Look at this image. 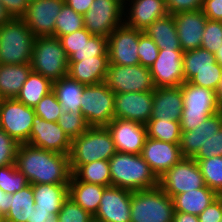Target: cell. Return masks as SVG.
I'll list each match as a JSON object with an SVG mask.
<instances>
[{"label": "cell", "mask_w": 222, "mask_h": 222, "mask_svg": "<svg viewBox=\"0 0 222 222\" xmlns=\"http://www.w3.org/2000/svg\"><path fill=\"white\" fill-rule=\"evenodd\" d=\"M168 15L165 0L124 1V24L130 28L143 31L154 21Z\"/></svg>", "instance_id": "44dd1931"}, {"label": "cell", "mask_w": 222, "mask_h": 222, "mask_svg": "<svg viewBox=\"0 0 222 222\" xmlns=\"http://www.w3.org/2000/svg\"><path fill=\"white\" fill-rule=\"evenodd\" d=\"M65 0H37L28 4L23 19L35 37L54 36L56 18Z\"/></svg>", "instance_id": "d6986e66"}, {"label": "cell", "mask_w": 222, "mask_h": 222, "mask_svg": "<svg viewBox=\"0 0 222 222\" xmlns=\"http://www.w3.org/2000/svg\"><path fill=\"white\" fill-rule=\"evenodd\" d=\"M201 10L208 20L222 21V0H203Z\"/></svg>", "instance_id": "db71d44e"}, {"label": "cell", "mask_w": 222, "mask_h": 222, "mask_svg": "<svg viewBox=\"0 0 222 222\" xmlns=\"http://www.w3.org/2000/svg\"><path fill=\"white\" fill-rule=\"evenodd\" d=\"M105 186L79 181L73 174L68 185V197L94 216L99 208Z\"/></svg>", "instance_id": "4316f807"}, {"label": "cell", "mask_w": 222, "mask_h": 222, "mask_svg": "<svg viewBox=\"0 0 222 222\" xmlns=\"http://www.w3.org/2000/svg\"><path fill=\"white\" fill-rule=\"evenodd\" d=\"M216 58L202 47L183 52L185 82H189L199 70L215 69Z\"/></svg>", "instance_id": "836d02e7"}, {"label": "cell", "mask_w": 222, "mask_h": 222, "mask_svg": "<svg viewBox=\"0 0 222 222\" xmlns=\"http://www.w3.org/2000/svg\"><path fill=\"white\" fill-rule=\"evenodd\" d=\"M173 17L181 49L187 51L200 48L208 20L202 10L178 12Z\"/></svg>", "instance_id": "7402d4cb"}, {"label": "cell", "mask_w": 222, "mask_h": 222, "mask_svg": "<svg viewBox=\"0 0 222 222\" xmlns=\"http://www.w3.org/2000/svg\"><path fill=\"white\" fill-rule=\"evenodd\" d=\"M19 144L0 128V167L15 164Z\"/></svg>", "instance_id": "7dc6e473"}, {"label": "cell", "mask_w": 222, "mask_h": 222, "mask_svg": "<svg viewBox=\"0 0 222 222\" xmlns=\"http://www.w3.org/2000/svg\"><path fill=\"white\" fill-rule=\"evenodd\" d=\"M222 46V21L207 20L202 34L201 47L215 53Z\"/></svg>", "instance_id": "ee69618b"}, {"label": "cell", "mask_w": 222, "mask_h": 222, "mask_svg": "<svg viewBox=\"0 0 222 222\" xmlns=\"http://www.w3.org/2000/svg\"><path fill=\"white\" fill-rule=\"evenodd\" d=\"M52 91V82L41 74L31 71L16 99L34 108L38 102Z\"/></svg>", "instance_id": "d6a6232c"}, {"label": "cell", "mask_w": 222, "mask_h": 222, "mask_svg": "<svg viewBox=\"0 0 222 222\" xmlns=\"http://www.w3.org/2000/svg\"><path fill=\"white\" fill-rule=\"evenodd\" d=\"M182 49H159L158 57L149 67L155 88L180 87L184 82Z\"/></svg>", "instance_id": "5bb4252c"}, {"label": "cell", "mask_w": 222, "mask_h": 222, "mask_svg": "<svg viewBox=\"0 0 222 222\" xmlns=\"http://www.w3.org/2000/svg\"><path fill=\"white\" fill-rule=\"evenodd\" d=\"M94 0H65L76 13L84 15L90 8Z\"/></svg>", "instance_id": "11a10c76"}, {"label": "cell", "mask_w": 222, "mask_h": 222, "mask_svg": "<svg viewBox=\"0 0 222 222\" xmlns=\"http://www.w3.org/2000/svg\"><path fill=\"white\" fill-rule=\"evenodd\" d=\"M93 56H108L107 38L93 35L76 49L69 57V62H80L84 59L93 58Z\"/></svg>", "instance_id": "f35d334b"}, {"label": "cell", "mask_w": 222, "mask_h": 222, "mask_svg": "<svg viewBox=\"0 0 222 222\" xmlns=\"http://www.w3.org/2000/svg\"><path fill=\"white\" fill-rule=\"evenodd\" d=\"M34 109L37 116L49 122H57L62 113L61 105L53 91L45 95Z\"/></svg>", "instance_id": "b9f144b4"}, {"label": "cell", "mask_w": 222, "mask_h": 222, "mask_svg": "<svg viewBox=\"0 0 222 222\" xmlns=\"http://www.w3.org/2000/svg\"><path fill=\"white\" fill-rule=\"evenodd\" d=\"M34 1H37V0H27L28 3H31V2H34Z\"/></svg>", "instance_id": "03108f58"}, {"label": "cell", "mask_w": 222, "mask_h": 222, "mask_svg": "<svg viewBox=\"0 0 222 222\" xmlns=\"http://www.w3.org/2000/svg\"><path fill=\"white\" fill-rule=\"evenodd\" d=\"M71 142V138L57 122H49L35 115L27 144L44 150L69 155Z\"/></svg>", "instance_id": "9a60e30c"}, {"label": "cell", "mask_w": 222, "mask_h": 222, "mask_svg": "<svg viewBox=\"0 0 222 222\" xmlns=\"http://www.w3.org/2000/svg\"><path fill=\"white\" fill-rule=\"evenodd\" d=\"M93 35L85 28L73 33L59 37V41L64 48L68 58L80 47L85 41H88Z\"/></svg>", "instance_id": "c3c4849f"}, {"label": "cell", "mask_w": 222, "mask_h": 222, "mask_svg": "<svg viewBox=\"0 0 222 222\" xmlns=\"http://www.w3.org/2000/svg\"><path fill=\"white\" fill-rule=\"evenodd\" d=\"M48 222H58L57 216H55L51 221H48Z\"/></svg>", "instance_id": "e7e4bbea"}, {"label": "cell", "mask_w": 222, "mask_h": 222, "mask_svg": "<svg viewBox=\"0 0 222 222\" xmlns=\"http://www.w3.org/2000/svg\"><path fill=\"white\" fill-rule=\"evenodd\" d=\"M0 222H5L4 221V215L0 212Z\"/></svg>", "instance_id": "be15d7a7"}, {"label": "cell", "mask_w": 222, "mask_h": 222, "mask_svg": "<svg viewBox=\"0 0 222 222\" xmlns=\"http://www.w3.org/2000/svg\"><path fill=\"white\" fill-rule=\"evenodd\" d=\"M10 18H23L28 8L27 0H0Z\"/></svg>", "instance_id": "f5cc1de1"}, {"label": "cell", "mask_w": 222, "mask_h": 222, "mask_svg": "<svg viewBox=\"0 0 222 222\" xmlns=\"http://www.w3.org/2000/svg\"><path fill=\"white\" fill-rule=\"evenodd\" d=\"M106 127L112 136L117 152L141 154L147 138L146 125L114 118Z\"/></svg>", "instance_id": "e0dca14e"}, {"label": "cell", "mask_w": 222, "mask_h": 222, "mask_svg": "<svg viewBox=\"0 0 222 222\" xmlns=\"http://www.w3.org/2000/svg\"><path fill=\"white\" fill-rule=\"evenodd\" d=\"M143 32L151 37L159 49H181L173 15L154 21Z\"/></svg>", "instance_id": "1f68e13d"}, {"label": "cell", "mask_w": 222, "mask_h": 222, "mask_svg": "<svg viewBox=\"0 0 222 222\" xmlns=\"http://www.w3.org/2000/svg\"><path fill=\"white\" fill-rule=\"evenodd\" d=\"M143 31L130 28L125 24L117 27L107 37L109 64L138 65V42Z\"/></svg>", "instance_id": "4fadbf2b"}, {"label": "cell", "mask_w": 222, "mask_h": 222, "mask_svg": "<svg viewBox=\"0 0 222 222\" xmlns=\"http://www.w3.org/2000/svg\"><path fill=\"white\" fill-rule=\"evenodd\" d=\"M153 91L115 94L114 118L146 125L151 119Z\"/></svg>", "instance_id": "ac0fdd59"}, {"label": "cell", "mask_w": 222, "mask_h": 222, "mask_svg": "<svg viewBox=\"0 0 222 222\" xmlns=\"http://www.w3.org/2000/svg\"><path fill=\"white\" fill-rule=\"evenodd\" d=\"M114 141L106 126H90L83 134L72 139L69 154L73 174L81 165L107 160L116 153Z\"/></svg>", "instance_id": "3957f363"}, {"label": "cell", "mask_w": 222, "mask_h": 222, "mask_svg": "<svg viewBox=\"0 0 222 222\" xmlns=\"http://www.w3.org/2000/svg\"><path fill=\"white\" fill-rule=\"evenodd\" d=\"M24 174L20 173L15 164L0 167V189L12 195L28 185Z\"/></svg>", "instance_id": "ab89813d"}, {"label": "cell", "mask_w": 222, "mask_h": 222, "mask_svg": "<svg viewBox=\"0 0 222 222\" xmlns=\"http://www.w3.org/2000/svg\"><path fill=\"white\" fill-rule=\"evenodd\" d=\"M104 83L115 94L155 90L150 69L140 64H109Z\"/></svg>", "instance_id": "9c48e42d"}, {"label": "cell", "mask_w": 222, "mask_h": 222, "mask_svg": "<svg viewBox=\"0 0 222 222\" xmlns=\"http://www.w3.org/2000/svg\"><path fill=\"white\" fill-rule=\"evenodd\" d=\"M221 80L222 66L216 62L215 69L199 70L189 82L216 91Z\"/></svg>", "instance_id": "f6af8a7d"}, {"label": "cell", "mask_w": 222, "mask_h": 222, "mask_svg": "<svg viewBox=\"0 0 222 222\" xmlns=\"http://www.w3.org/2000/svg\"><path fill=\"white\" fill-rule=\"evenodd\" d=\"M10 19V16L7 14L3 4L0 1V26Z\"/></svg>", "instance_id": "91938a15"}, {"label": "cell", "mask_w": 222, "mask_h": 222, "mask_svg": "<svg viewBox=\"0 0 222 222\" xmlns=\"http://www.w3.org/2000/svg\"><path fill=\"white\" fill-rule=\"evenodd\" d=\"M172 222H199L196 215L174 211Z\"/></svg>", "instance_id": "9f6ffc18"}, {"label": "cell", "mask_w": 222, "mask_h": 222, "mask_svg": "<svg viewBox=\"0 0 222 222\" xmlns=\"http://www.w3.org/2000/svg\"><path fill=\"white\" fill-rule=\"evenodd\" d=\"M158 186L171 198L205 186L203 175L193 158H182L158 179Z\"/></svg>", "instance_id": "7c38bea8"}, {"label": "cell", "mask_w": 222, "mask_h": 222, "mask_svg": "<svg viewBox=\"0 0 222 222\" xmlns=\"http://www.w3.org/2000/svg\"><path fill=\"white\" fill-rule=\"evenodd\" d=\"M169 15L202 9L203 0H165Z\"/></svg>", "instance_id": "f907efd6"}, {"label": "cell", "mask_w": 222, "mask_h": 222, "mask_svg": "<svg viewBox=\"0 0 222 222\" xmlns=\"http://www.w3.org/2000/svg\"><path fill=\"white\" fill-rule=\"evenodd\" d=\"M15 165L30 184H69V155L19 144Z\"/></svg>", "instance_id": "6da1fadb"}, {"label": "cell", "mask_w": 222, "mask_h": 222, "mask_svg": "<svg viewBox=\"0 0 222 222\" xmlns=\"http://www.w3.org/2000/svg\"><path fill=\"white\" fill-rule=\"evenodd\" d=\"M213 156H222V127L205 145H202L193 159H208Z\"/></svg>", "instance_id": "681fc988"}, {"label": "cell", "mask_w": 222, "mask_h": 222, "mask_svg": "<svg viewBox=\"0 0 222 222\" xmlns=\"http://www.w3.org/2000/svg\"><path fill=\"white\" fill-rule=\"evenodd\" d=\"M35 109L16 98L0 100V128L18 144L29 141Z\"/></svg>", "instance_id": "30bf717a"}, {"label": "cell", "mask_w": 222, "mask_h": 222, "mask_svg": "<svg viewBox=\"0 0 222 222\" xmlns=\"http://www.w3.org/2000/svg\"><path fill=\"white\" fill-rule=\"evenodd\" d=\"M58 222H91L93 216L76 204L71 198H67L59 213Z\"/></svg>", "instance_id": "7bdbcfd3"}, {"label": "cell", "mask_w": 222, "mask_h": 222, "mask_svg": "<svg viewBox=\"0 0 222 222\" xmlns=\"http://www.w3.org/2000/svg\"><path fill=\"white\" fill-rule=\"evenodd\" d=\"M132 191L116 186L105 187L93 219L98 222H130Z\"/></svg>", "instance_id": "2e32d148"}, {"label": "cell", "mask_w": 222, "mask_h": 222, "mask_svg": "<svg viewBox=\"0 0 222 222\" xmlns=\"http://www.w3.org/2000/svg\"><path fill=\"white\" fill-rule=\"evenodd\" d=\"M31 68L52 83L68 74L69 58L59 38L40 36L35 38Z\"/></svg>", "instance_id": "5b68a950"}, {"label": "cell", "mask_w": 222, "mask_h": 222, "mask_svg": "<svg viewBox=\"0 0 222 222\" xmlns=\"http://www.w3.org/2000/svg\"><path fill=\"white\" fill-rule=\"evenodd\" d=\"M216 62L222 66V46L214 53Z\"/></svg>", "instance_id": "6125c7cd"}, {"label": "cell", "mask_w": 222, "mask_h": 222, "mask_svg": "<svg viewBox=\"0 0 222 222\" xmlns=\"http://www.w3.org/2000/svg\"><path fill=\"white\" fill-rule=\"evenodd\" d=\"M57 123L71 140L83 134L90 127L81 111L62 112Z\"/></svg>", "instance_id": "60d3db41"}, {"label": "cell", "mask_w": 222, "mask_h": 222, "mask_svg": "<svg viewBox=\"0 0 222 222\" xmlns=\"http://www.w3.org/2000/svg\"><path fill=\"white\" fill-rule=\"evenodd\" d=\"M140 155L149 164L158 179L183 158L179 143H170L148 137Z\"/></svg>", "instance_id": "ffe728a7"}, {"label": "cell", "mask_w": 222, "mask_h": 222, "mask_svg": "<svg viewBox=\"0 0 222 222\" xmlns=\"http://www.w3.org/2000/svg\"><path fill=\"white\" fill-rule=\"evenodd\" d=\"M73 175L82 182L111 186L109 161L97 160L81 165Z\"/></svg>", "instance_id": "e575fe53"}, {"label": "cell", "mask_w": 222, "mask_h": 222, "mask_svg": "<svg viewBox=\"0 0 222 222\" xmlns=\"http://www.w3.org/2000/svg\"><path fill=\"white\" fill-rule=\"evenodd\" d=\"M34 205L33 187L29 183L18 192L9 195V211L4 216V221L31 222Z\"/></svg>", "instance_id": "4dcf8cb0"}, {"label": "cell", "mask_w": 222, "mask_h": 222, "mask_svg": "<svg viewBox=\"0 0 222 222\" xmlns=\"http://www.w3.org/2000/svg\"><path fill=\"white\" fill-rule=\"evenodd\" d=\"M109 167L111 186L132 192L158 187V178L140 154L116 152Z\"/></svg>", "instance_id": "7a4b0ae2"}, {"label": "cell", "mask_w": 222, "mask_h": 222, "mask_svg": "<svg viewBox=\"0 0 222 222\" xmlns=\"http://www.w3.org/2000/svg\"><path fill=\"white\" fill-rule=\"evenodd\" d=\"M199 222H220L222 218V195L198 215Z\"/></svg>", "instance_id": "816d5d0a"}, {"label": "cell", "mask_w": 222, "mask_h": 222, "mask_svg": "<svg viewBox=\"0 0 222 222\" xmlns=\"http://www.w3.org/2000/svg\"><path fill=\"white\" fill-rule=\"evenodd\" d=\"M194 160L200 168L205 185L222 195V156Z\"/></svg>", "instance_id": "8d00e7d4"}, {"label": "cell", "mask_w": 222, "mask_h": 222, "mask_svg": "<svg viewBox=\"0 0 222 222\" xmlns=\"http://www.w3.org/2000/svg\"><path fill=\"white\" fill-rule=\"evenodd\" d=\"M35 38L23 18H10L0 26V64L31 63Z\"/></svg>", "instance_id": "277c9868"}, {"label": "cell", "mask_w": 222, "mask_h": 222, "mask_svg": "<svg viewBox=\"0 0 222 222\" xmlns=\"http://www.w3.org/2000/svg\"><path fill=\"white\" fill-rule=\"evenodd\" d=\"M115 93L103 82L85 85L81 113L89 126H107L114 119Z\"/></svg>", "instance_id": "ba28073f"}, {"label": "cell", "mask_w": 222, "mask_h": 222, "mask_svg": "<svg viewBox=\"0 0 222 222\" xmlns=\"http://www.w3.org/2000/svg\"><path fill=\"white\" fill-rule=\"evenodd\" d=\"M85 84L79 83L69 75L52 83V91L58 99L62 112L81 111V97Z\"/></svg>", "instance_id": "f546056e"}, {"label": "cell", "mask_w": 222, "mask_h": 222, "mask_svg": "<svg viewBox=\"0 0 222 222\" xmlns=\"http://www.w3.org/2000/svg\"><path fill=\"white\" fill-rule=\"evenodd\" d=\"M84 28V15L63 4L55 22L54 37H61Z\"/></svg>", "instance_id": "74e56055"}, {"label": "cell", "mask_w": 222, "mask_h": 222, "mask_svg": "<svg viewBox=\"0 0 222 222\" xmlns=\"http://www.w3.org/2000/svg\"><path fill=\"white\" fill-rule=\"evenodd\" d=\"M139 63L142 66L150 67L158 57L159 48L156 43L144 32L139 36L138 42Z\"/></svg>", "instance_id": "bcb514c9"}, {"label": "cell", "mask_w": 222, "mask_h": 222, "mask_svg": "<svg viewBox=\"0 0 222 222\" xmlns=\"http://www.w3.org/2000/svg\"><path fill=\"white\" fill-rule=\"evenodd\" d=\"M183 110V95L180 87H160L153 91L151 119L180 121Z\"/></svg>", "instance_id": "cb8c5ba5"}, {"label": "cell", "mask_w": 222, "mask_h": 222, "mask_svg": "<svg viewBox=\"0 0 222 222\" xmlns=\"http://www.w3.org/2000/svg\"><path fill=\"white\" fill-rule=\"evenodd\" d=\"M220 195L206 185L202 188L175 195L174 211L198 216Z\"/></svg>", "instance_id": "83f0119b"}, {"label": "cell", "mask_w": 222, "mask_h": 222, "mask_svg": "<svg viewBox=\"0 0 222 222\" xmlns=\"http://www.w3.org/2000/svg\"><path fill=\"white\" fill-rule=\"evenodd\" d=\"M9 195L0 189V212L5 216L9 211Z\"/></svg>", "instance_id": "680465c9"}, {"label": "cell", "mask_w": 222, "mask_h": 222, "mask_svg": "<svg viewBox=\"0 0 222 222\" xmlns=\"http://www.w3.org/2000/svg\"><path fill=\"white\" fill-rule=\"evenodd\" d=\"M69 184H33L34 208L57 216L68 198Z\"/></svg>", "instance_id": "484cf974"}, {"label": "cell", "mask_w": 222, "mask_h": 222, "mask_svg": "<svg viewBox=\"0 0 222 222\" xmlns=\"http://www.w3.org/2000/svg\"><path fill=\"white\" fill-rule=\"evenodd\" d=\"M55 216H53L49 212H42L39 210L33 209L32 215H31V222H48L51 221Z\"/></svg>", "instance_id": "6f0895ef"}, {"label": "cell", "mask_w": 222, "mask_h": 222, "mask_svg": "<svg viewBox=\"0 0 222 222\" xmlns=\"http://www.w3.org/2000/svg\"><path fill=\"white\" fill-rule=\"evenodd\" d=\"M147 137L170 142L180 143L181 138V126L180 121L150 119L147 124Z\"/></svg>", "instance_id": "d590c367"}, {"label": "cell", "mask_w": 222, "mask_h": 222, "mask_svg": "<svg viewBox=\"0 0 222 222\" xmlns=\"http://www.w3.org/2000/svg\"><path fill=\"white\" fill-rule=\"evenodd\" d=\"M32 71L31 64H0V100L16 98Z\"/></svg>", "instance_id": "f1b7e54d"}, {"label": "cell", "mask_w": 222, "mask_h": 222, "mask_svg": "<svg viewBox=\"0 0 222 222\" xmlns=\"http://www.w3.org/2000/svg\"><path fill=\"white\" fill-rule=\"evenodd\" d=\"M183 110L181 132L198 127L207 117L219 112L216 91L184 82L181 85Z\"/></svg>", "instance_id": "8992f818"}, {"label": "cell", "mask_w": 222, "mask_h": 222, "mask_svg": "<svg viewBox=\"0 0 222 222\" xmlns=\"http://www.w3.org/2000/svg\"><path fill=\"white\" fill-rule=\"evenodd\" d=\"M124 24L123 0H94L84 14V28L94 36L107 38Z\"/></svg>", "instance_id": "8fae6325"}, {"label": "cell", "mask_w": 222, "mask_h": 222, "mask_svg": "<svg viewBox=\"0 0 222 222\" xmlns=\"http://www.w3.org/2000/svg\"><path fill=\"white\" fill-rule=\"evenodd\" d=\"M130 222H172L173 199L159 186L133 191Z\"/></svg>", "instance_id": "52a82bcc"}, {"label": "cell", "mask_w": 222, "mask_h": 222, "mask_svg": "<svg viewBox=\"0 0 222 222\" xmlns=\"http://www.w3.org/2000/svg\"><path fill=\"white\" fill-rule=\"evenodd\" d=\"M216 95H217V104H218L219 111L222 112V80L216 90Z\"/></svg>", "instance_id": "94428289"}, {"label": "cell", "mask_w": 222, "mask_h": 222, "mask_svg": "<svg viewBox=\"0 0 222 222\" xmlns=\"http://www.w3.org/2000/svg\"><path fill=\"white\" fill-rule=\"evenodd\" d=\"M108 66V56H93L80 62H69L67 75L79 83L96 85L105 81Z\"/></svg>", "instance_id": "d4e9b609"}, {"label": "cell", "mask_w": 222, "mask_h": 222, "mask_svg": "<svg viewBox=\"0 0 222 222\" xmlns=\"http://www.w3.org/2000/svg\"><path fill=\"white\" fill-rule=\"evenodd\" d=\"M222 127V112L219 111L207 117L195 129L182 132L180 138V149L184 158H194L202 145L213 137Z\"/></svg>", "instance_id": "603a6c76"}]
</instances>
